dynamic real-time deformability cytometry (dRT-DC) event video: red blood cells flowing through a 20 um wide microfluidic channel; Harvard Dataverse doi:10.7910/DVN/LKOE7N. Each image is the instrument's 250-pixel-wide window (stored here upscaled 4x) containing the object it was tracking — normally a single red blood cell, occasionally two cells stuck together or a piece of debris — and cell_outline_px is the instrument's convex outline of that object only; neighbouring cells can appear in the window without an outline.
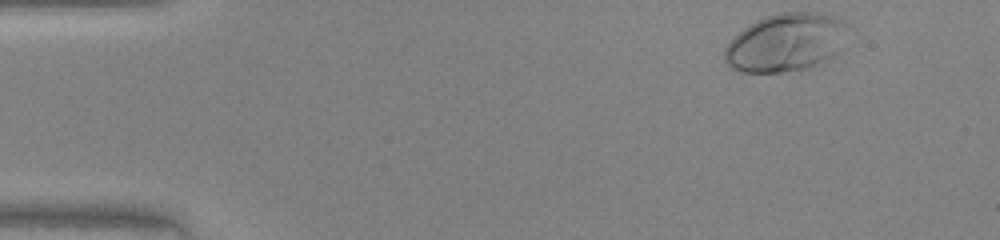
{"species": "human", "species_latin": "Homo sapiens", "temperature_condition": "warm", "stored_images_in_passage": 43, "camera_frame_rate_fps": 3000, "um_per_image_px": 0.085, "donor": {"sex": "female"}, "frame": {"image": 1, "passage_image": 1, "time_ms": 0.0, "image_size_px": [1000, 240], "cell_outline_px": [[852, 24], [840, 52], [808, 68], [780, 72], [740, 72], [732, 68], [724, 60], [724, 48], [744, 28], [768, 16], [780, 12], [820, 12], [844, 20]], "centroid_in_image_um": [66.88, 3.6], "position_along_channel_um": 18.1, "area_um2": 41.85}}
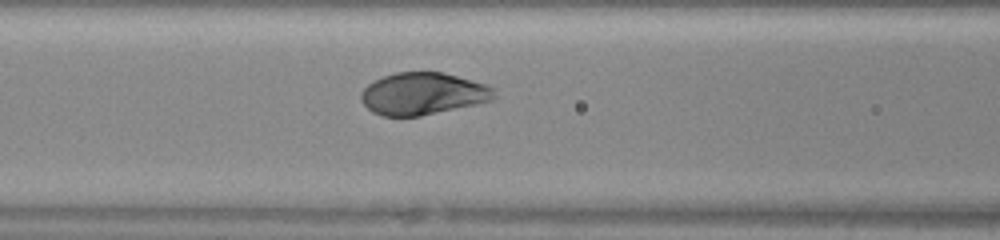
{"frame": {"image": 2, "passage_image": 16, "time_ms": 5.0, "image_size_px": [1000, 240], "cell_outline_px": [[492, 100], [476, 104], [420, 116], [384, 116], [372, 112], [360, 100], [360, 92], [372, 80], [396, 72], [444, 72], [484, 84], [492, 88]], "centroid_in_image_um": [35.87, 7.96], "position_along_channel_um": 130.7, "area_um2": 32.43}}
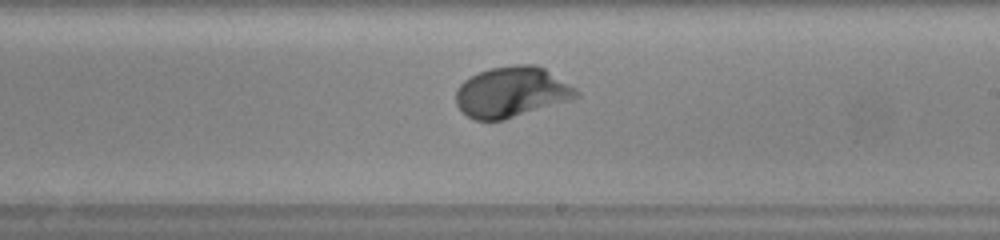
{"frame": {"image": 3, "passage_image": 24, "time_ms": 7.667, "image_size_px": [1000, 240], "cell_outline_px": [[580, 96], [572, 100], [504, 120], [476, 120], [468, 116], [456, 104], [456, 88], [464, 80], [480, 72], [492, 68], [512, 64], [536, 64], [544, 68], [576, 88], [580, 92]], "centroid_in_image_um": [43.52, 7.82], "position_along_channel_um": 245.5, "area_um2": 35.55}}